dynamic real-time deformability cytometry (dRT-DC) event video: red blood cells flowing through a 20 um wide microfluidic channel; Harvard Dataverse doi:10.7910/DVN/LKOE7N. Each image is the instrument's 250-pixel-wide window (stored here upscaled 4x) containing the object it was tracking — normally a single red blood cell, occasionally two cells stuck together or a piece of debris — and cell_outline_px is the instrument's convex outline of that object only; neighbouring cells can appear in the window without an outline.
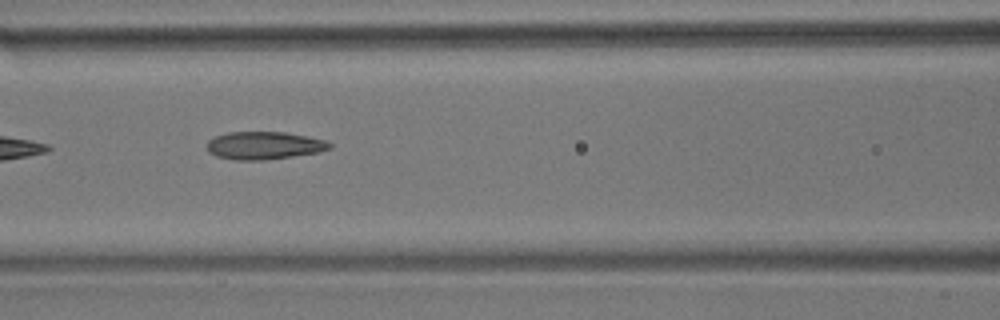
{"species": "common noctule bat (a hibernating species)", "species_latin": "Nyctalus noctula", "temperature_condition": "room temperature", "stored_images_in_passage": 11, "camera_frame_rate_fps": 3000, "um_per_image_px": 0.085, "animal": {"sex": "male", "body_mass_g": 17.9}, "frame": {"image": 1, "passage_image": 7, "time_ms": 7.667, "image_size_px": [1000, 320], "cell_outline_px": [[332, 148], [320, 152], [264, 160], [236, 160], [216, 156], [208, 152], [208, 140], [216, 136], [228, 132], [284, 132], [308, 136], [324, 140], [332, 144]], "centroid_in_image_um": [22.46, 12.37], "position_along_channel_um": 144.1, "area_um2": 19.83}}
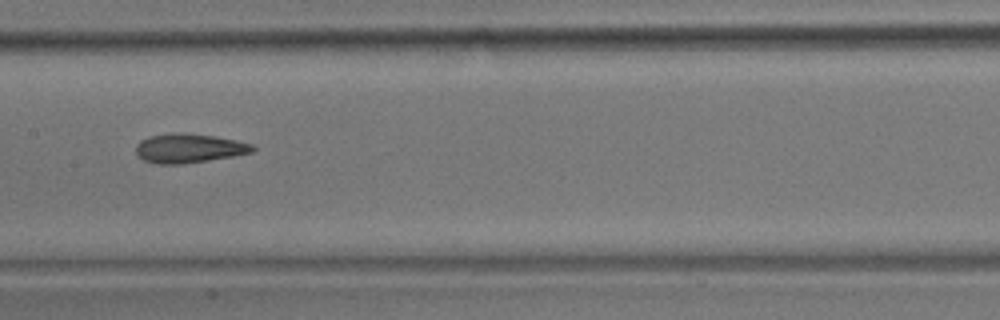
{"frame": {"image": 2, "passage_image": 8, "time_ms": 9.0, "image_size_px": [1000, 320], "cell_outline_px": [[256, 148], [252, 152], [232, 156], [184, 164], [156, 164], [144, 160], [136, 152], [136, 144], [140, 140], [148, 136], [180, 132], [212, 136], [236, 140], [252, 144]], "centroid_in_image_um": [16.04, 12.6], "position_along_channel_um": 191.4, "area_um2": 19.71}}
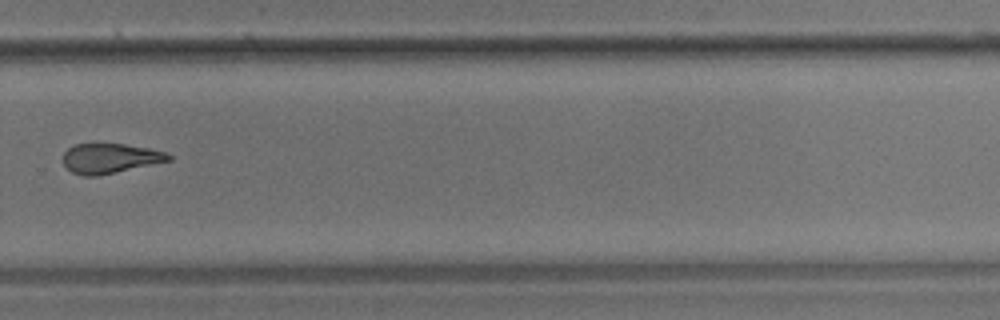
{"frame": {"image": 3, "passage_image": 11, "time_ms": 12.667, "image_size_px": [1000, 320], "cell_outline_px": [[172, 160], [96, 176], [84, 176], [72, 172], [64, 164], [64, 152], [68, 148], [76, 144], [124, 144], [148, 148], [168, 152], [172, 156]], "centroid_in_image_um": [9.38, 13.45], "position_along_channel_um": 320.4, "area_um2": 18.15}}